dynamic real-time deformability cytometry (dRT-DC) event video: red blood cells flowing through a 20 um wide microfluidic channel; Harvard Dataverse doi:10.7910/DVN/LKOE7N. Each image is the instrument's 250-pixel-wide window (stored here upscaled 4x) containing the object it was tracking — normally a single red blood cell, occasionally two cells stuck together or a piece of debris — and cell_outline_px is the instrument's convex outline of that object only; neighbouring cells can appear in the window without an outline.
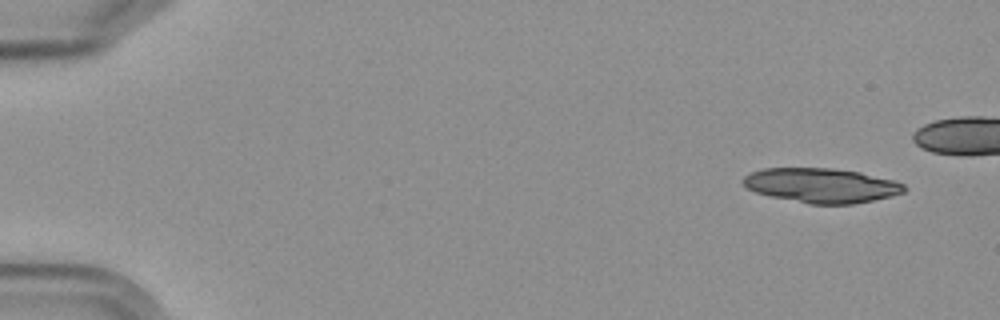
{"species": "Egyptian fruit bat (a non-hibernating species)", "species_latin": "Rousettus aegyptiacus", "temperature_condition": "cold", "stored_images_in_passage": 6, "camera_frame_rate_fps": 3000, "um_per_image_px": 0.085, "frame": {"image": 1, "passage_image": 1, "time_ms": 0.0, "image_size_px": [1000, 320], "cell_outline_px": [[908, 188], [904, 192], [872, 200], [852, 204], [808, 204], [772, 196], [756, 192], [748, 188], [740, 180], [744, 176], [752, 172], [764, 168], [832, 168], [860, 172], [892, 180], [904, 184]], "centroid_in_image_um": [69.81, 15.75], "position_along_channel_um": 15.2, "area_um2": 32.19}}